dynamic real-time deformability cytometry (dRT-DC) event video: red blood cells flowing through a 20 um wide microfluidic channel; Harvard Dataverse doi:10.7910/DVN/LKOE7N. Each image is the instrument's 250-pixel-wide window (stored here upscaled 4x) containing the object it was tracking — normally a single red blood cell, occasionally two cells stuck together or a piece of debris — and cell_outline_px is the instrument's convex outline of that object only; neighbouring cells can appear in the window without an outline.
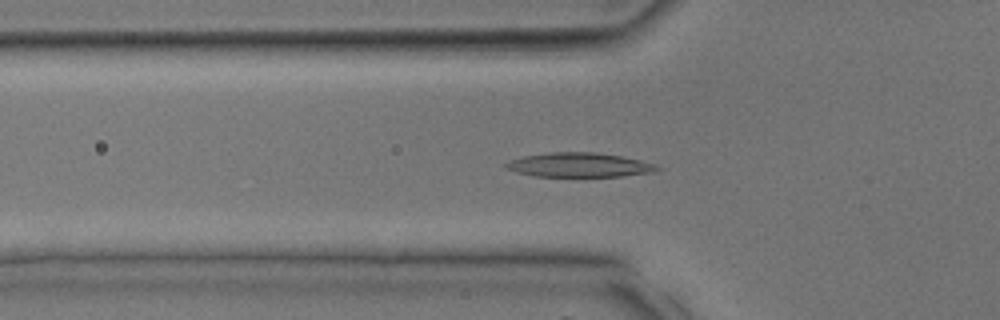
{"species": "common noctule bat (a hibernating species)", "species_latin": "Nyctalus noctula", "temperature_condition": "room temperature", "stored_images_in_passage": 33, "camera_frame_rate_fps": 3000, "um_per_image_px": 0.085, "animal": {"sex": "male", "body_mass_g": 17.9, "forearm_length_mm": 54.2}, "frame": {"image": 1, "passage_image": 10, "time_ms": 3.0, "image_size_px": [1000, 320], "cell_outline_px": [[664, 168], [652, 172], [624, 176], [536, 176], [516, 172], [504, 168], [504, 164], [512, 160], [524, 156], [552, 152], [596, 152], [620, 156], [640, 160], [656, 164]], "centroid_in_image_um": [49.27, 14.02], "position_along_channel_um": 76.5, "area_um2": 21.33}}
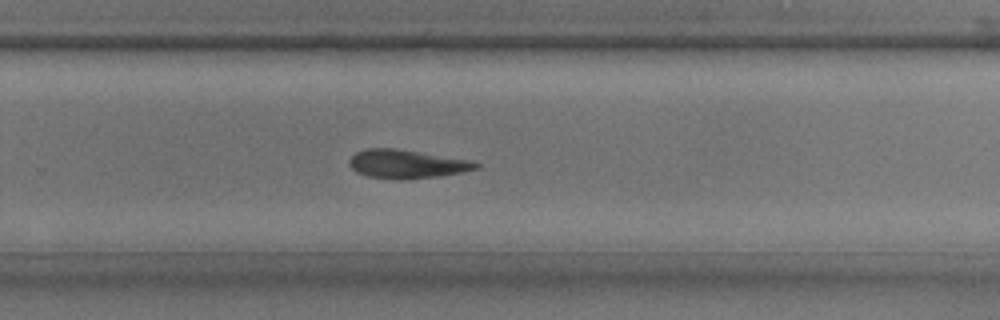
{"frame": {"image": 2, "passage_image": 21, "time_ms": 6.667, "image_size_px": [1000, 320], "cell_outline_px": [[480, 168], [440, 176], [400, 180], [368, 176], [356, 172], [348, 164], [348, 160], [356, 152], [364, 148], [396, 148], [472, 160], [480, 164]], "centroid_in_image_um": [34.56, 13.93], "position_along_channel_um": 295.2, "area_um2": 21.27}}
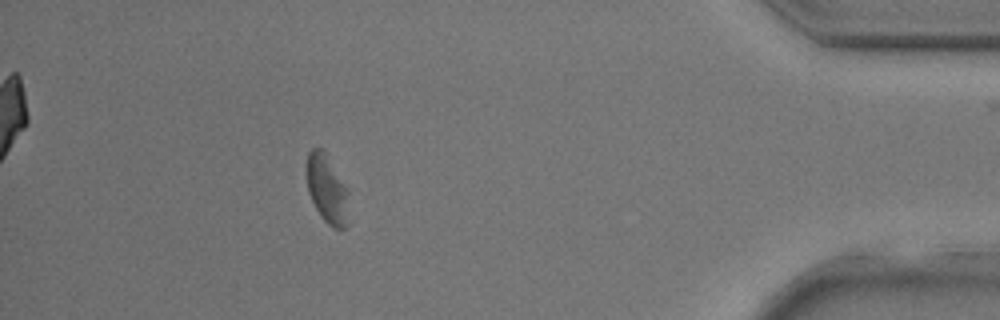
{"frame": {"image": 3, "passage_image": 29, "time_ms": 9.333, "image_size_px": [1000, 320], "cell_outline_px": [[348, 224], [344, 228], [332, 228], [320, 216], [308, 192], [304, 172], [304, 164], [308, 152], [312, 148], [324, 148], [344, 184], [348, 192]], "centroid_in_image_um": [27.75, 16.02], "position_along_channel_um": 407.5, "area_um2": 17.34}}